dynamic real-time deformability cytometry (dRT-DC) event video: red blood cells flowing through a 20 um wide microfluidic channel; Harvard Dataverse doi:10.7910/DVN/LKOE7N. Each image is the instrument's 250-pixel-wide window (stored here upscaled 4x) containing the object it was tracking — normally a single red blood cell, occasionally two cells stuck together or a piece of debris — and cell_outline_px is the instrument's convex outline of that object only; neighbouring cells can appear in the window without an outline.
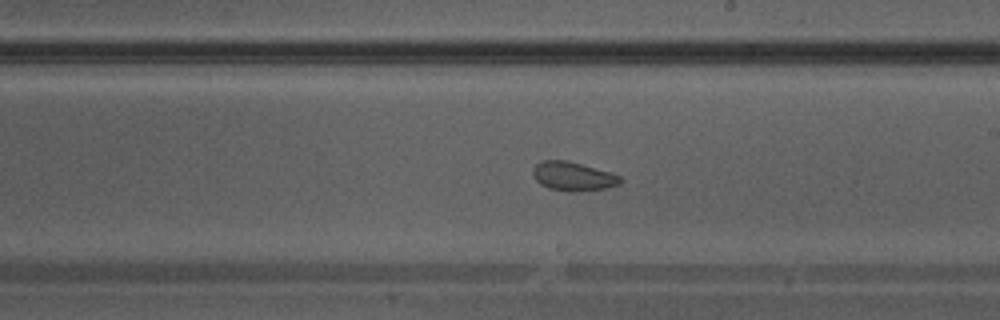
{"species": "Egyptian fruit bat (a non-hibernating species)", "species_latin": "Rousettus aegyptiacus", "temperature_condition": "warm", "stored_images_in_passage": 40, "camera_frame_rate_fps": 3000, "um_per_image_px": 0.085, "animal": {"sex": "male"}, "frame": {"image": 1, "passage_image": 23, "time_ms": 7.333, "image_size_px": [1000, 320], "cell_outline_px": [[624, 180], [620, 184], [604, 188], [572, 192], [568, 192], [548, 188], [540, 184], [536, 180], [532, 172], [532, 168], [540, 160], [568, 160], [612, 172], [620, 176]], "centroid_in_image_um": [48.71, 14.97], "position_along_channel_um": 240.3, "area_um2": 14.97}}